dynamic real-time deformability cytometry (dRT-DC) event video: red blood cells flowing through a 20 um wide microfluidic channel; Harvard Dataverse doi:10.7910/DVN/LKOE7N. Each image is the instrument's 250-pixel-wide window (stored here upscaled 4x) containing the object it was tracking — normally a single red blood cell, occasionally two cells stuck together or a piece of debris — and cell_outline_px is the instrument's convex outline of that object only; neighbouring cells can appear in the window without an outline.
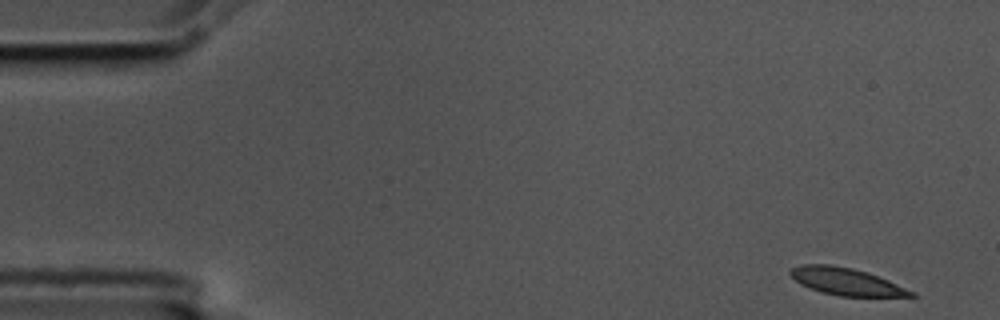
{"species": "common noctule bat (a hibernating species)", "species_latin": "Nyctalus noctula", "temperature_condition": "cold", "stored_images_in_passage": 55, "camera_frame_rate_fps": 3000, "um_per_image_px": 0.085, "animal": {"sex": "male", "body_mass_g": 17.5, "forearm_length_mm": 52.3}, "frame": {"image": 1, "passage_image": 1, "time_ms": 0.0, "image_size_px": [1000, 320], "cell_outline_px": [[916, 296], [840, 296], [820, 292], [800, 284], [788, 272], [792, 268], [800, 264], [828, 264], [852, 268], [888, 280], [916, 292]], "centroid_in_image_um": [71.9, 23.93], "position_along_channel_um": 13.1, "area_um2": 18.9}}
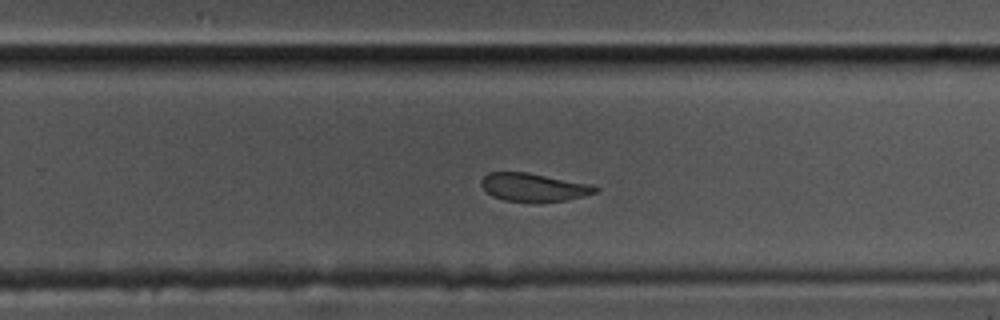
{"frame": {"image": 2, "passage_image": 34, "time_ms": 11.0, "image_size_px": [1000, 320], "cell_outline_px": [[600, 188], [596, 192], [584, 196], [564, 200], [504, 200], [492, 196], [480, 184], [480, 180], [488, 172], [528, 172], [592, 184]], "centroid_in_image_um": [45.36, 15.88], "position_along_channel_um": 284.4, "area_um2": 18.32}}
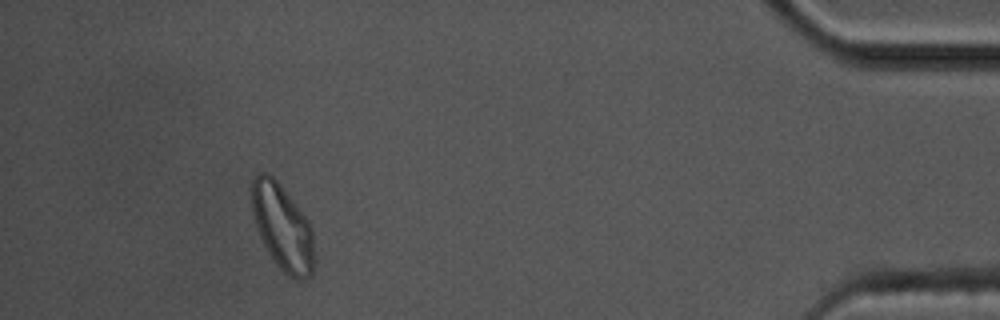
{"frame": {"image": 3, "passage_image": 50, "time_ms": 16.333, "image_size_px": [1000, 320], "cell_outline_px": [[312, 272], [308, 276], [300, 280], [288, 276], [276, 264], [264, 244], [256, 228], [252, 212], [252, 180], [260, 172], [264, 172], [272, 176], [280, 184], [308, 220], [312, 228]], "centroid_in_image_um": [23.98, 19.29], "position_along_channel_um": 411.2, "area_um2": 30.58}, "authors_computed_cell_mechanics": {"area_um2": 20.1722, "velocity_mm_per_s": 3.5144, "shape_relaxation_time_tau1_ms": 7.6739, "shape_relaxation_time_tau2_ms": 1.8188, "deformation_change_tau1": 0.1568, "deformation_change_tau2": 0.0775}}